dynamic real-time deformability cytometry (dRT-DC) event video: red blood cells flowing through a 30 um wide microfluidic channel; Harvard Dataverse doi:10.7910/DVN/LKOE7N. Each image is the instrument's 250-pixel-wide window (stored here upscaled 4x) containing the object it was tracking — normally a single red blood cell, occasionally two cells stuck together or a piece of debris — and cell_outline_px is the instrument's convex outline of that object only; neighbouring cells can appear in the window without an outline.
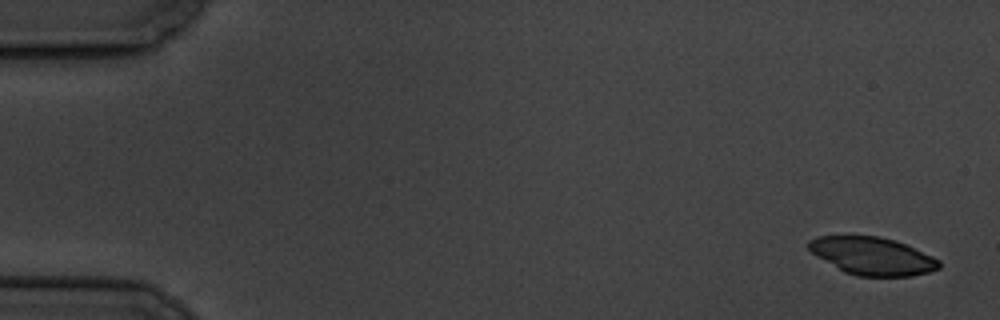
{"species": "common noctule bat (a hibernating species)", "species_latin": "Nyctalus noctula", "temperature_condition": "cold", "stored_images_in_passage": 11, "camera_frame_rate_fps": 3000, "um_per_image_px": 0.085, "animal": {"sex": "male", "body_mass_g": 19.5, "forearm_length_mm": 54.6}, "frame": {"image": 1, "passage_image": 1, "time_ms": 0.0, "image_size_px": [1000, 320], "cell_outline_px": [[940, 268], [928, 272], [912, 276], [856, 276], [844, 272], [816, 256], [808, 248], [808, 240], [816, 236], [880, 236], [896, 240], [932, 256], [940, 260]], "centroid_in_image_um": [74.14, 21.76], "position_along_channel_um": 10.9, "area_um2": 28.67}}